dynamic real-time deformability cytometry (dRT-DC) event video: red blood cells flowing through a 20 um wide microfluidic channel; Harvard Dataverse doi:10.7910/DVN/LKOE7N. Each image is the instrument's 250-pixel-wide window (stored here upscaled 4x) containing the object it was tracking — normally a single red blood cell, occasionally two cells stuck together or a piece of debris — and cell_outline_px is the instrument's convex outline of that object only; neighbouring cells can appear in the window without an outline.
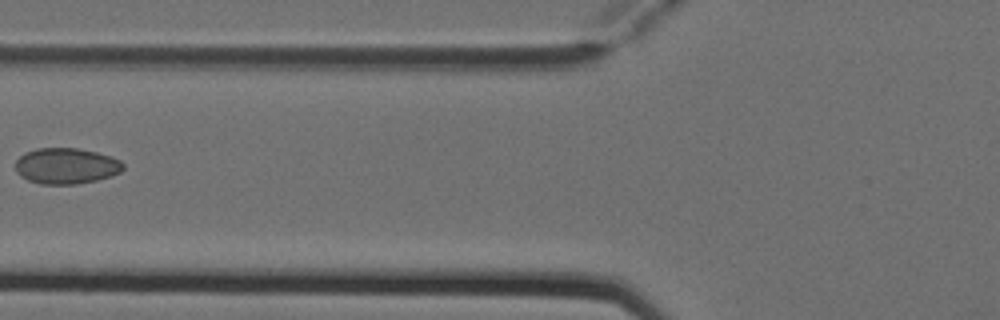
{"species": "Egyptian fruit bat (a non-hibernating species)", "species_latin": "Rousettus aegyptiacus", "temperature_condition": "cold", "stored_images_in_passage": 3, "camera_frame_rate_fps": 3000, "um_per_image_px": 0.085, "animal": {"sex": "female"}, "frame": {"image": 1, "passage_image": 2, "time_ms": 0.333, "image_size_px": [1000, 320], "cell_outline_px": [[124, 168], [120, 172], [112, 176], [96, 180], [76, 184], [40, 184], [28, 180], [20, 176], [16, 172], [16, 160], [24, 152], [36, 148], [76, 148], [96, 152], [120, 160], [124, 164]], "centroid_in_image_um": [5.61, 14.1], "position_along_channel_um": 120.2, "area_um2": 22.6}}
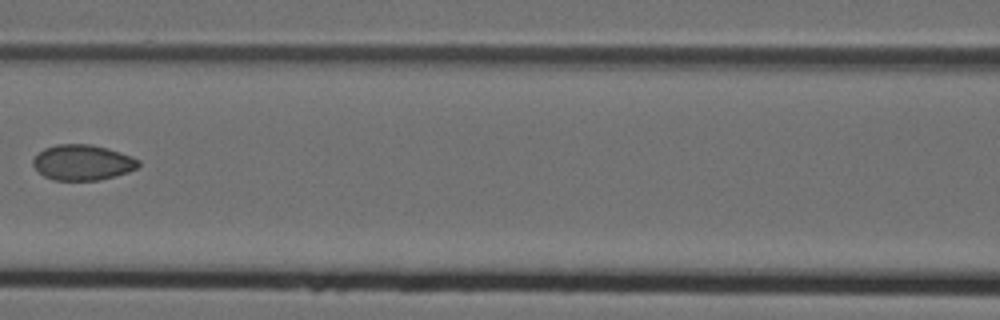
{"frame": {"image": 2, "passage_image": 3, "time_ms": 0.667, "image_size_px": [1000, 320], "cell_outline_px": [[140, 164], [136, 168], [128, 172], [116, 176], [100, 180], [52, 180], [44, 176], [32, 164], [32, 160], [44, 148], [56, 144], [92, 144], [108, 148], [132, 156], [140, 160]], "centroid_in_image_um": [7.04, 13.81], "position_along_channel_um": 159.6, "area_um2": 21.91}}